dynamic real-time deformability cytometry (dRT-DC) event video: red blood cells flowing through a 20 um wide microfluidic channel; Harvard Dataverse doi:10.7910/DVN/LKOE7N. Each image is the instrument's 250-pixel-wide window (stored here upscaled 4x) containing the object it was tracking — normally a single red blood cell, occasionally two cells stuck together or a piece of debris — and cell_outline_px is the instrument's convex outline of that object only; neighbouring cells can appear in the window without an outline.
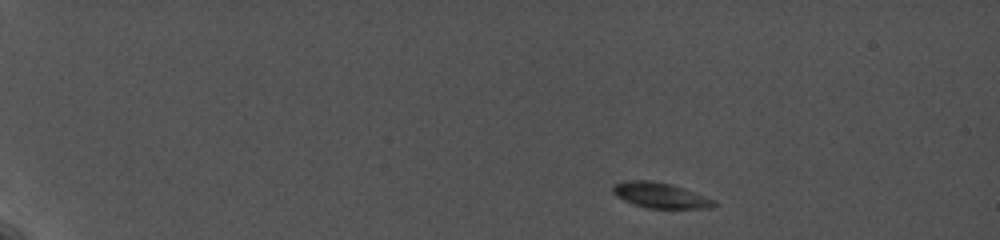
{"species": "common noctule bat (a hibernating species)", "species_latin": "Nyctalus noctula", "temperature_condition": "cold", "stored_images_in_passage": 27, "camera_frame_rate_fps": 5000, "um_per_image_px": 0.085, "animal": {"sex": "female", "body_mass_g": 19.0, "forearm_length_mm": 56.7}, "frame": {"image": 1, "passage_image": 1, "time_ms": 0.0, "image_size_px": [1000, 240], "cell_outline_px": [[716, 204], [708, 208], [644, 208], [632, 204], [616, 196], [612, 192], [612, 184], [624, 180], [652, 180], [672, 184], [696, 192], [716, 200]], "centroid_in_image_um": [56.08, 16.59], "position_along_channel_um": 28.9, "area_um2": 15.26}}
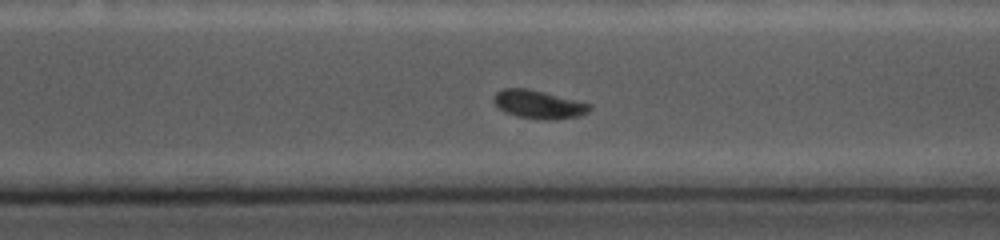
{"frame": {"image": 2, "passage_image": 21, "time_ms": 11.6, "image_size_px": [1000, 240], "cell_outline_px": [[592, 108], [588, 112], [580, 116], [556, 120], [548, 120], [516, 116], [504, 112], [492, 100], [492, 96], [496, 92], [504, 88], [528, 88], [592, 104]], "centroid_in_image_um": [45.79, 8.88], "position_along_channel_um": 324.8, "area_um2": 15.95}}
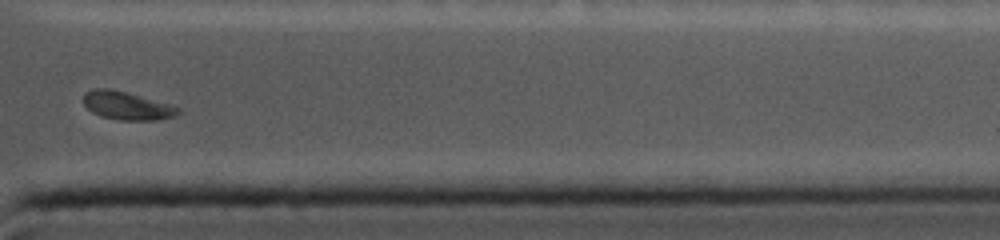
{"frame": {"image": 3, "passage_image": 25, "time_ms": 13.6, "image_size_px": [1000, 240], "cell_outline_px": [[180, 116], [160, 120], [120, 120], [100, 116], [92, 112], [84, 104], [84, 92], [92, 88], [108, 88], [128, 92], [172, 104], [180, 108]], "centroid_in_image_um": [10.85, 8.98], "position_along_channel_um": 400.6, "area_um2": 15.95}, "authors_computed_cell_mechanics": {"area_um2": 15.9528, "velocity_mm_per_s": 3.7092, "shape_relaxation_time_tau1_ms": 2.0245, "shape_relaxation_time_tau2_ms": null, "deformation_change_tau1": 0.0971, "deformation_change_tau2": null}}